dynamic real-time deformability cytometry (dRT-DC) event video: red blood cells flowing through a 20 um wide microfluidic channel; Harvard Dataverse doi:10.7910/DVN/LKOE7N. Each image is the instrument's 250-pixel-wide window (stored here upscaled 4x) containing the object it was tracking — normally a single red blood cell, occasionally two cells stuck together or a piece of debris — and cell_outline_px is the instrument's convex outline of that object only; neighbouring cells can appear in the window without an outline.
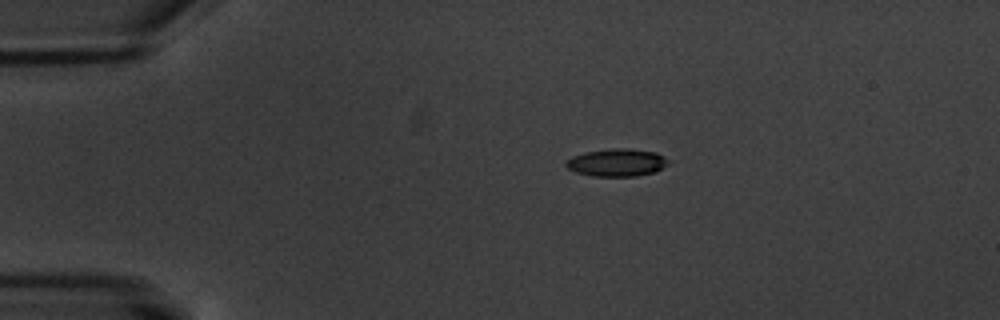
{"species": "common noctule bat (a hibernating species)", "species_latin": "Nyctalus noctula", "temperature_condition": "warm", "stored_images_in_passage": 4, "camera_frame_rate_fps": 3000, "um_per_image_px": 0.085, "animal": {"sex": "male", "body_mass_g": 20.1, "forearm_length_mm": 53.5}, "frame": {"image": 1, "passage_image": 1, "time_ms": 0.0, "image_size_px": [1000, 320], "cell_outline_px": [[668, 164], [656, 172], [636, 176], [592, 176], [576, 172], [568, 168], [564, 164], [572, 156], [584, 152], [612, 148], [628, 148], [656, 152], [664, 156], [668, 160]], "centroid_in_image_um": [52.44, 13.81], "position_along_channel_um": 32.6, "area_um2": 16.53}}
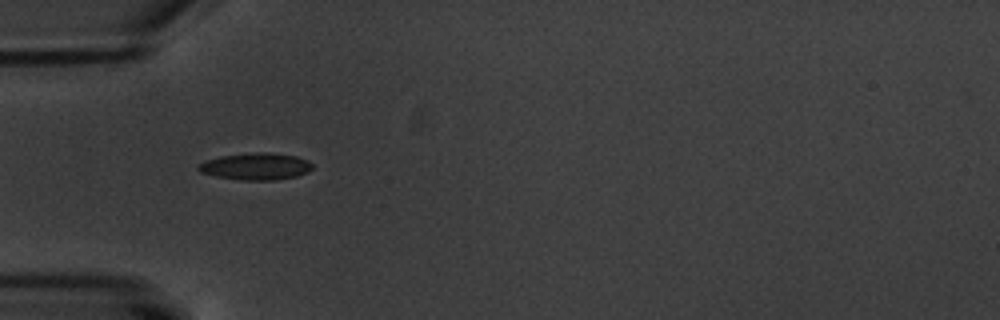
{"frame": {"image": 2, "passage_image": 3, "time_ms": 2.333, "image_size_px": [1000, 320], "cell_outline_px": [[312, 168], [308, 172], [296, 176], [276, 180], [240, 180], [216, 176], [200, 172], [196, 168], [196, 164], [204, 160], [220, 156], [256, 152], [268, 152], [296, 156], [308, 160], [312, 164]], "centroid_in_image_um": [21.71, 14.14], "position_along_channel_um": 63.3, "area_um2": 18.03}}